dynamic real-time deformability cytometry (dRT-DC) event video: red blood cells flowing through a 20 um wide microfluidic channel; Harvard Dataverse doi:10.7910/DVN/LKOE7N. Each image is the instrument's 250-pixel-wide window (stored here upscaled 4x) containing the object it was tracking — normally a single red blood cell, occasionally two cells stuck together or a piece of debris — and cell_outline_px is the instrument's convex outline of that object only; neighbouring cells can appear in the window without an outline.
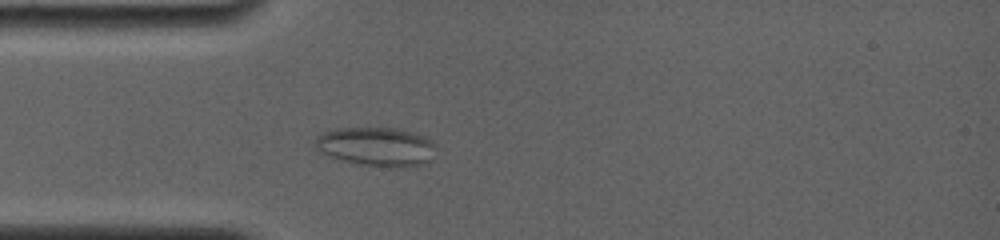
{"species": "common noctule bat (a hibernating species)", "species_latin": "Nyctalus noctula", "temperature_condition": "room temperature", "stored_images_in_passage": 12, "camera_frame_rate_fps": 4000, "um_per_image_px": 0.085, "animal": {"sex": "female", "body_mass_g": 19.0, "forearm_length_mm": 56.7}, "frame": {"image": 1, "passage_image": 9, "time_ms": 4.0, "image_size_px": [1000, 240], "cell_outline_px": [[436, 144], [428, 160], [424, 164], [396, 168], [356, 164], [340, 160], [320, 152], [316, 148], [316, 140], [324, 132], [336, 128], [396, 128], [428, 136]], "centroid_in_image_um": [32.01, 12.47], "position_along_channel_um": 53.0, "area_um2": 27.4}}
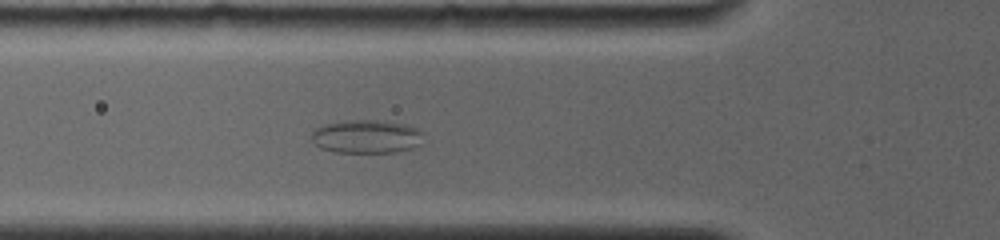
{"frame": {"image": 2, "passage_image": 12, "time_ms": 5.25, "image_size_px": [1000, 240], "cell_outline_px": [[424, 132], [420, 144], [412, 148], [392, 152], [336, 152], [320, 148], [312, 140], [312, 132], [316, 128], [324, 124], [356, 120], [376, 120], [404, 124], [420, 128]], "centroid_in_image_um": [31.18, 11.61], "position_along_channel_um": 94.6, "area_um2": 21.68}}